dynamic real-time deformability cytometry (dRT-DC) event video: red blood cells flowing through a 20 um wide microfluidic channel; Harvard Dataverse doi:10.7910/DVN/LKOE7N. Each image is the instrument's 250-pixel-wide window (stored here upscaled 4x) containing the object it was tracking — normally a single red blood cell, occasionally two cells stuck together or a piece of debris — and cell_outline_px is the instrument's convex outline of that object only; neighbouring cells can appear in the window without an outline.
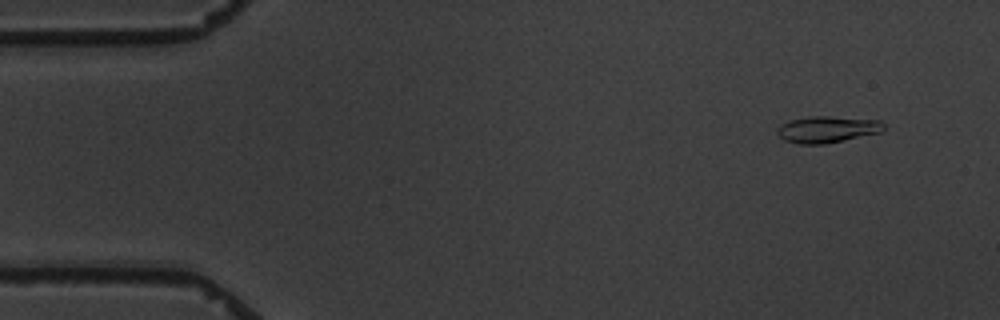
{"species": "common noctule bat (a hibernating species)", "species_latin": "Nyctalus noctula", "temperature_condition": "warm", "stored_images_in_passage": 6, "camera_frame_rate_fps": 3000, "um_per_image_px": 0.085, "animal": {"sex": "male", "body_mass_g": 19.5, "forearm_length_mm": 54.6}, "frame": {"image": 1, "passage_image": 2, "time_ms": 1.0, "image_size_px": [1000, 320], "cell_outline_px": [[884, 128], [880, 132], [824, 144], [800, 144], [784, 140], [776, 132], [776, 128], [780, 124], [788, 120], [808, 116], [828, 116], [880, 120], [884, 124]], "centroid_in_image_um": [70.26, 10.98], "position_along_channel_um": 14.7, "area_um2": 16.47}}
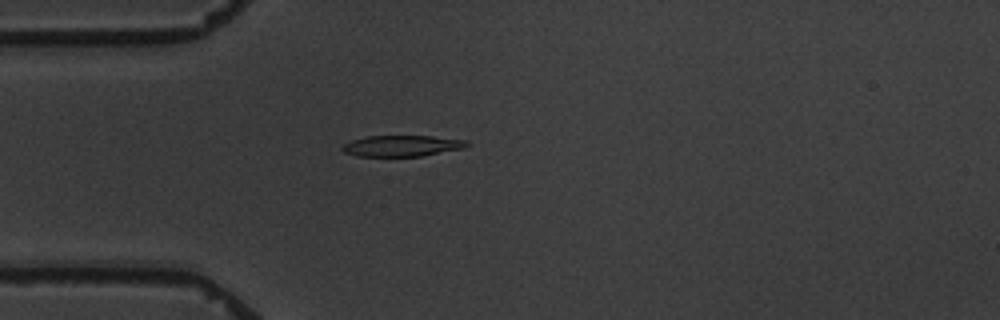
{"frame": {"image": 2, "passage_image": 5, "time_ms": 4.667, "image_size_px": [1000, 320], "cell_outline_px": [[472, 144], [464, 148], [420, 156], [356, 156], [344, 152], [340, 148], [344, 144], [352, 140], [368, 136], [432, 136], [468, 140]], "centroid_in_image_um": [34.19, 12.39], "position_along_channel_um": 50.8, "area_um2": 15.32}}